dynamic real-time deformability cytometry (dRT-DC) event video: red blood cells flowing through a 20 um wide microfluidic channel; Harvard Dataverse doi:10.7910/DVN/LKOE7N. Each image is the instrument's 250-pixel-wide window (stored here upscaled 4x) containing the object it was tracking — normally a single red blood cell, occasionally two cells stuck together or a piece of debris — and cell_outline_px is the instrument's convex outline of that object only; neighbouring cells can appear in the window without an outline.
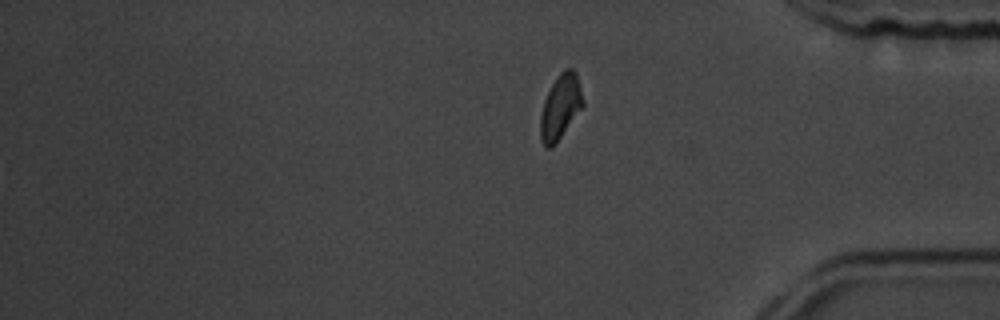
{"species": "common noctule bat (a hibernating species)", "species_latin": "Nyctalus noctula", "temperature_condition": "room temperature", "stored_images_in_passage": 17, "segment_of_instrument_passage": [2, 2], "camera_frame_rate_fps": 3000, "um_per_image_px": 0.085, "animal": {"sex": "male", "body_mass_g": 19.5, "forearm_length_mm": 54.6}, "frame": {"image": 1, "passage_image": 17, "time_ms": 19.0, "image_size_px": [1000, 320], "cell_outline_px": [[584, 104], [556, 144], [552, 148], [548, 148], [540, 140], [540, 116], [544, 100], [556, 76], [564, 68], [572, 68], [576, 72], [584, 100]], "centroid_in_image_um": [47.63, 9.08], "position_along_channel_um": 387.6, "area_um2": 16.07}}